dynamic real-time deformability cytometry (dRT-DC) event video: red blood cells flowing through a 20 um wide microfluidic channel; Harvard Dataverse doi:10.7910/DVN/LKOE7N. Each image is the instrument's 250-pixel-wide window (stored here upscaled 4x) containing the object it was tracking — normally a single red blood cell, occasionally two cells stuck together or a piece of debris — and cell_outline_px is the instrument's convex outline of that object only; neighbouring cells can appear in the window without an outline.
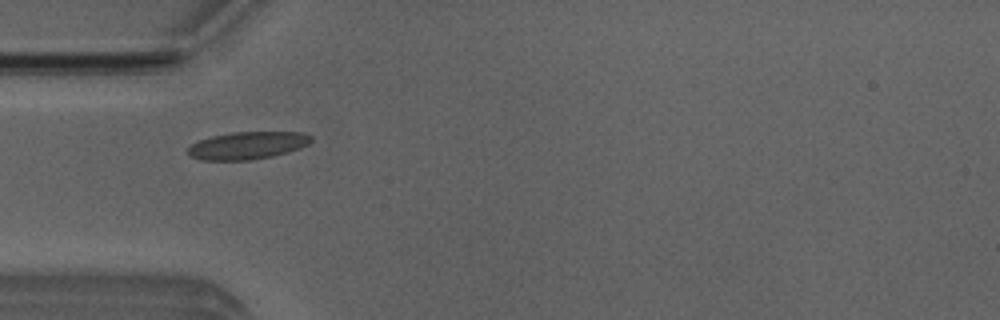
{"species": "Egyptian fruit bat (a non-hibernating species)", "species_latin": "Rousettus aegyptiacus", "temperature_condition": "room temperature", "stored_images_in_passage": 36, "camera_frame_rate_fps": 3000, "um_per_image_px": 0.085, "animal": {"sex": "male"}, "frame": {"image": 1, "passage_image": 6, "time_ms": 1.667, "image_size_px": [1000, 320], "cell_outline_px": [[312, 140], [308, 144], [300, 148], [288, 152], [272, 156], [248, 160], [200, 160], [192, 156], [188, 152], [188, 148], [192, 144], [200, 140], [212, 136], [232, 132], [304, 132], [312, 136]], "centroid_in_image_um": [21.07, 12.36], "position_along_channel_um": 63.9, "area_um2": 19.65}}
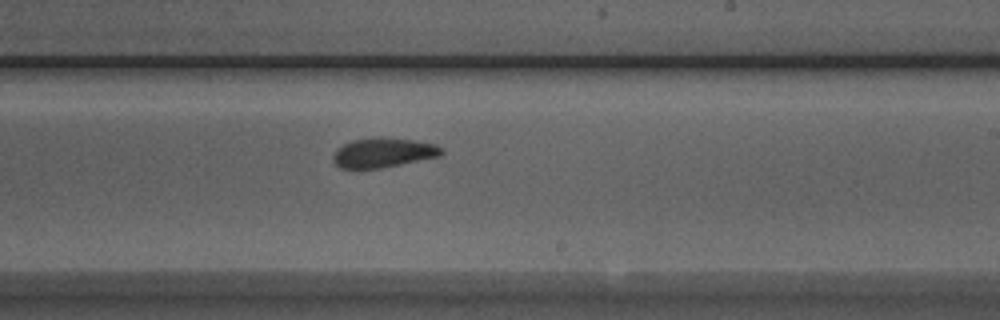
{"frame": {"image": 2, "passage_image": 21, "time_ms": 6.667, "image_size_px": [1000, 320], "cell_outline_px": [[444, 152], [440, 156], [380, 168], [340, 168], [332, 160], [332, 156], [336, 148], [352, 140], [380, 136], [412, 140], [436, 144]], "centroid_in_image_um": [32.54, 12.96], "position_along_channel_um": 256.5, "area_um2": 18.67}}
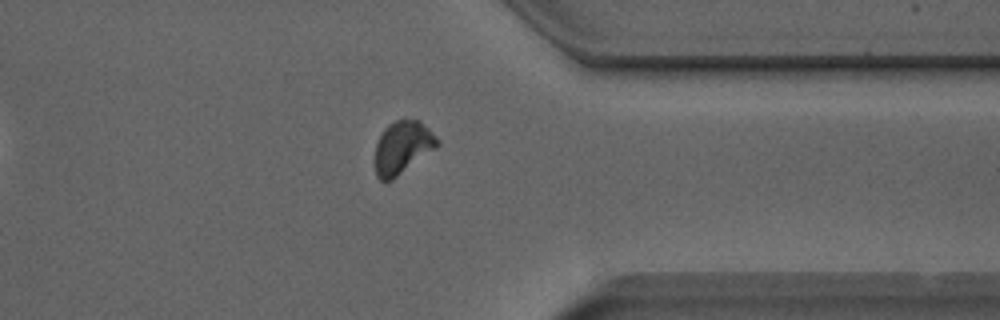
{"frame": {"image": 3, "passage_image": 31, "time_ms": 10.0, "image_size_px": [1000, 320], "cell_outline_px": [[440, 144], [436, 148], [392, 180], [380, 180], [376, 176], [376, 144], [384, 128], [388, 124], [396, 120], [420, 120], [440, 140]], "centroid_in_image_um": [34.23, 12.52], "position_along_channel_um": 377.2, "area_um2": 18.96}, "authors_computed_cell_mechanics": {"area_um2": 19.3341, "velocity_mm_per_s": 3.8627, "shape_relaxation_time_tau1_ms": null, "shape_relaxation_time_tau2_ms": 1.7873, "deformation_change_tau1": null, "deformation_change_tau2": 0.0623}}